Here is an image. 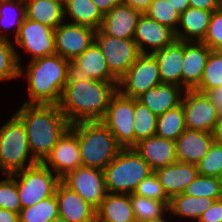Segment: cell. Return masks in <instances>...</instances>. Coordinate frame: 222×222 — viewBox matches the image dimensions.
Instances as JSON below:
<instances>
[{"label":"cell","mask_w":222,"mask_h":222,"mask_svg":"<svg viewBox=\"0 0 222 222\" xmlns=\"http://www.w3.org/2000/svg\"><path fill=\"white\" fill-rule=\"evenodd\" d=\"M196 166L199 175L217 177L222 169V144L213 141L207 154Z\"/></svg>","instance_id":"cell-40"},{"label":"cell","mask_w":222,"mask_h":222,"mask_svg":"<svg viewBox=\"0 0 222 222\" xmlns=\"http://www.w3.org/2000/svg\"><path fill=\"white\" fill-rule=\"evenodd\" d=\"M215 200L207 197H193L180 193L170 199L168 212L178 217L195 219L198 221Z\"/></svg>","instance_id":"cell-30"},{"label":"cell","mask_w":222,"mask_h":222,"mask_svg":"<svg viewBox=\"0 0 222 222\" xmlns=\"http://www.w3.org/2000/svg\"><path fill=\"white\" fill-rule=\"evenodd\" d=\"M56 1H59V2H61V3H63V4H65V2H66L67 0H56Z\"/></svg>","instance_id":"cell-56"},{"label":"cell","mask_w":222,"mask_h":222,"mask_svg":"<svg viewBox=\"0 0 222 222\" xmlns=\"http://www.w3.org/2000/svg\"><path fill=\"white\" fill-rule=\"evenodd\" d=\"M5 176L0 180V208L19 214L22 208L16 181L9 174Z\"/></svg>","instance_id":"cell-41"},{"label":"cell","mask_w":222,"mask_h":222,"mask_svg":"<svg viewBox=\"0 0 222 222\" xmlns=\"http://www.w3.org/2000/svg\"><path fill=\"white\" fill-rule=\"evenodd\" d=\"M161 83L156 57L152 53H141L119 80L117 90L125 97L137 98Z\"/></svg>","instance_id":"cell-8"},{"label":"cell","mask_w":222,"mask_h":222,"mask_svg":"<svg viewBox=\"0 0 222 222\" xmlns=\"http://www.w3.org/2000/svg\"><path fill=\"white\" fill-rule=\"evenodd\" d=\"M61 181L97 209L107 195L104 170L80 166Z\"/></svg>","instance_id":"cell-13"},{"label":"cell","mask_w":222,"mask_h":222,"mask_svg":"<svg viewBox=\"0 0 222 222\" xmlns=\"http://www.w3.org/2000/svg\"><path fill=\"white\" fill-rule=\"evenodd\" d=\"M36 163L38 161L31 154L25 126L13 114L0 127V170L4 176L23 170Z\"/></svg>","instance_id":"cell-6"},{"label":"cell","mask_w":222,"mask_h":222,"mask_svg":"<svg viewBox=\"0 0 222 222\" xmlns=\"http://www.w3.org/2000/svg\"><path fill=\"white\" fill-rule=\"evenodd\" d=\"M189 7L212 12L219 9L217 0H189Z\"/></svg>","instance_id":"cell-45"},{"label":"cell","mask_w":222,"mask_h":222,"mask_svg":"<svg viewBox=\"0 0 222 222\" xmlns=\"http://www.w3.org/2000/svg\"><path fill=\"white\" fill-rule=\"evenodd\" d=\"M157 116L151 110L134 98V132L135 144L156 134Z\"/></svg>","instance_id":"cell-35"},{"label":"cell","mask_w":222,"mask_h":222,"mask_svg":"<svg viewBox=\"0 0 222 222\" xmlns=\"http://www.w3.org/2000/svg\"><path fill=\"white\" fill-rule=\"evenodd\" d=\"M118 82L90 80L67 82L59 107L70 124L80 121H101Z\"/></svg>","instance_id":"cell-2"},{"label":"cell","mask_w":222,"mask_h":222,"mask_svg":"<svg viewBox=\"0 0 222 222\" xmlns=\"http://www.w3.org/2000/svg\"><path fill=\"white\" fill-rule=\"evenodd\" d=\"M174 8V10L181 14L189 7V0H167Z\"/></svg>","instance_id":"cell-50"},{"label":"cell","mask_w":222,"mask_h":222,"mask_svg":"<svg viewBox=\"0 0 222 222\" xmlns=\"http://www.w3.org/2000/svg\"><path fill=\"white\" fill-rule=\"evenodd\" d=\"M186 90L174 84L161 83L142 93L137 100L159 116L181 104Z\"/></svg>","instance_id":"cell-25"},{"label":"cell","mask_w":222,"mask_h":222,"mask_svg":"<svg viewBox=\"0 0 222 222\" xmlns=\"http://www.w3.org/2000/svg\"><path fill=\"white\" fill-rule=\"evenodd\" d=\"M13 44L31 54V60L55 53V29L25 18Z\"/></svg>","instance_id":"cell-14"},{"label":"cell","mask_w":222,"mask_h":222,"mask_svg":"<svg viewBox=\"0 0 222 222\" xmlns=\"http://www.w3.org/2000/svg\"><path fill=\"white\" fill-rule=\"evenodd\" d=\"M145 15L160 24L170 27L174 31L178 28L180 14L174 10L167 0H153Z\"/></svg>","instance_id":"cell-39"},{"label":"cell","mask_w":222,"mask_h":222,"mask_svg":"<svg viewBox=\"0 0 222 222\" xmlns=\"http://www.w3.org/2000/svg\"><path fill=\"white\" fill-rule=\"evenodd\" d=\"M94 41L103 52L110 73L118 81L141 54L133 38L120 39L104 34L99 29L95 32Z\"/></svg>","instance_id":"cell-9"},{"label":"cell","mask_w":222,"mask_h":222,"mask_svg":"<svg viewBox=\"0 0 222 222\" xmlns=\"http://www.w3.org/2000/svg\"><path fill=\"white\" fill-rule=\"evenodd\" d=\"M130 201L136 222L159 217L168 211V206L163 201L141 197L134 193L130 194Z\"/></svg>","instance_id":"cell-37"},{"label":"cell","mask_w":222,"mask_h":222,"mask_svg":"<svg viewBox=\"0 0 222 222\" xmlns=\"http://www.w3.org/2000/svg\"><path fill=\"white\" fill-rule=\"evenodd\" d=\"M133 148L155 171L177 162L175 141L156 135L138 141Z\"/></svg>","instance_id":"cell-21"},{"label":"cell","mask_w":222,"mask_h":222,"mask_svg":"<svg viewBox=\"0 0 222 222\" xmlns=\"http://www.w3.org/2000/svg\"><path fill=\"white\" fill-rule=\"evenodd\" d=\"M181 104L186 129L214 133L221 113L207 94L186 90Z\"/></svg>","instance_id":"cell-11"},{"label":"cell","mask_w":222,"mask_h":222,"mask_svg":"<svg viewBox=\"0 0 222 222\" xmlns=\"http://www.w3.org/2000/svg\"><path fill=\"white\" fill-rule=\"evenodd\" d=\"M78 136L82 166L104 170L123 148L102 121L70 124Z\"/></svg>","instance_id":"cell-4"},{"label":"cell","mask_w":222,"mask_h":222,"mask_svg":"<svg viewBox=\"0 0 222 222\" xmlns=\"http://www.w3.org/2000/svg\"><path fill=\"white\" fill-rule=\"evenodd\" d=\"M134 194L141 197L163 201L168 207L170 204V199L164 192L159 178L155 172L151 173L138 184Z\"/></svg>","instance_id":"cell-42"},{"label":"cell","mask_w":222,"mask_h":222,"mask_svg":"<svg viewBox=\"0 0 222 222\" xmlns=\"http://www.w3.org/2000/svg\"><path fill=\"white\" fill-rule=\"evenodd\" d=\"M141 13L128 5L120 3L104 14L100 30L107 35L120 39L133 38Z\"/></svg>","instance_id":"cell-22"},{"label":"cell","mask_w":222,"mask_h":222,"mask_svg":"<svg viewBox=\"0 0 222 222\" xmlns=\"http://www.w3.org/2000/svg\"><path fill=\"white\" fill-rule=\"evenodd\" d=\"M25 18L24 0H0V38L9 39L3 31L8 33L11 28L16 37Z\"/></svg>","instance_id":"cell-31"},{"label":"cell","mask_w":222,"mask_h":222,"mask_svg":"<svg viewBox=\"0 0 222 222\" xmlns=\"http://www.w3.org/2000/svg\"><path fill=\"white\" fill-rule=\"evenodd\" d=\"M152 2L153 0H122L123 4L130 6L141 14H145Z\"/></svg>","instance_id":"cell-46"},{"label":"cell","mask_w":222,"mask_h":222,"mask_svg":"<svg viewBox=\"0 0 222 222\" xmlns=\"http://www.w3.org/2000/svg\"><path fill=\"white\" fill-rule=\"evenodd\" d=\"M96 222H136L130 194L107 193L96 209Z\"/></svg>","instance_id":"cell-27"},{"label":"cell","mask_w":222,"mask_h":222,"mask_svg":"<svg viewBox=\"0 0 222 222\" xmlns=\"http://www.w3.org/2000/svg\"><path fill=\"white\" fill-rule=\"evenodd\" d=\"M101 121L123 148L135 145L134 98L125 97L117 90Z\"/></svg>","instance_id":"cell-10"},{"label":"cell","mask_w":222,"mask_h":222,"mask_svg":"<svg viewBox=\"0 0 222 222\" xmlns=\"http://www.w3.org/2000/svg\"><path fill=\"white\" fill-rule=\"evenodd\" d=\"M103 82H119L107 66L103 52L98 44L93 43L67 67V82H83L90 80Z\"/></svg>","instance_id":"cell-12"},{"label":"cell","mask_w":222,"mask_h":222,"mask_svg":"<svg viewBox=\"0 0 222 222\" xmlns=\"http://www.w3.org/2000/svg\"><path fill=\"white\" fill-rule=\"evenodd\" d=\"M42 163L60 179L82 166L78 136L69 128Z\"/></svg>","instance_id":"cell-16"},{"label":"cell","mask_w":222,"mask_h":222,"mask_svg":"<svg viewBox=\"0 0 222 222\" xmlns=\"http://www.w3.org/2000/svg\"><path fill=\"white\" fill-rule=\"evenodd\" d=\"M59 217L56 195H52L31 207L21 209L19 222H51Z\"/></svg>","instance_id":"cell-33"},{"label":"cell","mask_w":222,"mask_h":222,"mask_svg":"<svg viewBox=\"0 0 222 222\" xmlns=\"http://www.w3.org/2000/svg\"><path fill=\"white\" fill-rule=\"evenodd\" d=\"M92 1L103 14L110 12L114 7L122 3V0H92Z\"/></svg>","instance_id":"cell-47"},{"label":"cell","mask_w":222,"mask_h":222,"mask_svg":"<svg viewBox=\"0 0 222 222\" xmlns=\"http://www.w3.org/2000/svg\"><path fill=\"white\" fill-rule=\"evenodd\" d=\"M213 134H214V141L222 144V114H220L219 121L216 125L215 131Z\"/></svg>","instance_id":"cell-51"},{"label":"cell","mask_w":222,"mask_h":222,"mask_svg":"<svg viewBox=\"0 0 222 222\" xmlns=\"http://www.w3.org/2000/svg\"><path fill=\"white\" fill-rule=\"evenodd\" d=\"M214 134L186 129L175 140L177 162L197 164L207 154Z\"/></svg>","instance_id":"cell-20"},{"label":"cell","mask_w":222,"mask_h":222,"mask_svg":"<svg viewBox=\"0 0 222 222\" xmlns=\"http://www.w3.org/2000/svg\"><path fill=\"white\" fill-rule=\"evenodd\" d=\"M9 175L16 181L22 209L54 195L61 181L42 162Z\"/></svg>","instance_id":"cell-7"},{"label":"cell","mask_w":222,"mask_h":222,"mask_svg":"<svg viewBox=\"0 0 222 222\" xmlns=\"http://www.w3.org/2000/svg\"><path fill=\"white\" fill-rule=\"evenodd\" d=\"M212 102L217 106L219 112L222 114V86L213 89L207 93Z\"/></svg>","instance_id":"cell-48"},{"label":"cell","mask_w":222,"mask_h":222,"mask_svg":"<svg viewBox=\"0 0 222 222\" xmlns=\"http://www.w3.org/2000/svg\"><path fill=\"white\" fill-rule=\"evenodd\" d=\"M155 174L169 199L183 193L188 184L198 176L195 164L175 162L156 169Z\"/></svg>","instance_id":"cell-23"},{"label":"cell","mask_w":222,"mask_h":222,"mask_svg":"<svg viewBox=\"0 0 222 222\" xmlns=\"http://www.w3.org/2000/svg\"><path fill=\"white\" fill-rule=\"evenodd\" d=\"M26 18L58 28L64 21V4L56 0H24Z\"/></svg>","instance_id":"cell-28"},{"label":"cell","mask_w":222,"mask_h":222,"mask_svg":"<svg viewBox=\"0 0 222 222\" xmlns=\"http://www.w3.org/2000/svg\"><path fill=\"white\" fill-rule=\"evenodd\" d=\"M154 171L133 147L122 148L104 168L108 193L131 194Z\"/></svg>","instance_id":"cell-5"},{"label":"cell","mask_w":222,"mask_h":222,"mask_svg":"<svg viewBox=\"0 0 222 222\" xmlns=\"http://www.w3.org/2000/svg\"><path fill=\"white\" fill-rule=\"evenodd\" d=\"M217 178L221 182V185H222V169H221L219 175L217 176Z\"/></svg>","instance_id":"cell-54"},{"label":"cell","mask_w":222,"mask_h":222,"mask_svg":"<svg viewBox=\"0 0 222 222\" xmlns=\"http://www.w3.org/2000/svg\"><path fill=\"white\" fill-rule=\"evenodd\" d=\"M212 13V11L188 7L180 14L178 24L180 28L175 31L176 38L181 41L202 42L207 34Z\"/></svg>","instance_id":"cell-26"},{"label":"cell","mask_w":222,"mask_h":222,"mask_svg":"<svg viewBox=\"0 0 222 222\" xmlns=\"http://www.w3.org/2000/svg\"><path fill=\"white\" fill-rule=\"evenodd\" d=\"M185 130L182 104L157 116L156 136L175 141Z\"/></svg>","instance_id":"cell-32"},{"label":"cell","mask_w":222,"mask_h":222,"mask_svg":"<svg viewBox=\"0 0 222 222\" xmlns=\"http://www.w3.org/2000/svg\"><path fill=\"white\" fill-rule=\"evenodd\" d=\"M222 86V50H211L200 85L195 89L207 94Z\"/></svg>","instance_id":"cell-34"},{"label":"cell","mask_w":222,"mask_h":222,"mask_svg":"<svg viewBox=\"0 0 222 222\" xmlns=\"http://www.w3.org/2000/svg\"><path fill=\"white\" fill-rule=\"evenodd\" d=\"M51 222H67V221L61 217H57V218L53 219Z\"/></svg>","instance_id":"cell-53"},{"label":"cell","mask_w":222,"mask_h":222,"mask_svg":"<svg viewBox=\"0 0 222 222\" xmlns=\"http://www.w3.org/2000/svg\"><path fill=\"white\" fill-rule=\"evenodd\" d=\"M210 51L203 42L184 41L182 88L195 90L200 85Z\"/></svg>","instance_id":"cell-19"},{"label":"cell","mask_w":222,"mask_h":222,"mask_svg":"<svg viewBox=\"0 0 222 222\" xmlns=\"http://www.w3.org/2000/svg\"><path fill=\"white\" fill-rule=\"evenodd\" d=\"M159 74L162 83L182 87V62L184 56V41L176 39L172 44L155 51Z\"/></svg>","instance_id":"cell-24"},{"label":"cell","mask_w":222,"mask_h":222,"mask_svg":"<svg viewBox=\"0 0 222 222\" xmlns=\"http://www.w3.org/2000/svg\"><path fill=\"white\" fill-rule=\"evenodd\" d=\"M165 213L159 217L151 218L149 220L143 221V222H169L167 219H165ZM171 222V221H170Z\"/></svg>","instance_id":"cell-52"},{"label":"cell","mask_w":222,"mask_h":222,"mask_svg":"<svg viewBox=\"0 0 222 222\" xmlns=\"http://www.w3.org/2000/svg\"><path fill=\"white\" fill-rule=\"evenodd\" d=\"M133 39L141 53L153 54L155 51L172 44L177 38L173 29L158 23L145 14H141L135 28ZM147 47L150 48V50L152 49L151 52L147 50Z\"/></svg>","instance_id":"cell-17"},{"label":"cell","mask_w":222,"mask_h":222,"mask_svg":"<svg viewBox=\"0 0 222 222\" xmlns=\"http://www.w3.org/2000/svg\"><path fill=\"white\" fill-rule=\"evenodd\" d=\"M217 1H218L219 8L222 9V0H217Z\"/></svg>","instance_id":"cell-55"},{"label":"cell","mask_w":222,"mask_h":222,"mask_svg":"<svg viewBox=\"0 0 222 222\" xmlns=\"http://www.w3.org/2000/svg\"><path fill=\"white\" fill-rule=\"evenodd\" d=\"M10 39L0 38V81L16 79L19 76L21 57Z\"/></svg>","instance_id":"cell-36"},{"label":"cell","mask_w":222,"mask_h":222,"mask_svg":"<svg viewBox=\"0 0 222 222\" xmlns=\"http://www.w3.org/2000/svg\"><path fill=\"white\" fill-rule=\"evenodd\" d=\"M27 69L20 66L19 76L28 81L29 99L25 104H59L67 83L69 60L60 55L30 60Z\"/></svg>","instance_id":"cell-3"},{"label":"cell","mask_w":222,"mask_h":222,"mask_svg":"<svg viewBox=\"0 0 222 222\" xmlns=\"http://www.w3.org/2000/svg\"><path fill=\"white\" fill-rule=\"evenodd\" d=\"M211 50H222V9L212 13L207 34L202 41Z\"/></svg>","instance_id":"cell-43"},{"label":"cell","mask_w":222,"mask_h":222,"mask_svg":"<svg viewBox=\"0 0 222 222\" xmlns=\"http://www.w3.org/2000/svg\"><path fill=\"white\" fill-rule=\"evenodd\" d=\"M95 32L87 26L63 22L55 29V53L73 61L93 43Z\"/></svg>","instance_id":"cell-15"},{"label":"cell","mask_w":222,"mask_h":222,"mask_svg":"<svg viewBox=\"0 0 222 222\" xmlns=\"http://www.w3.org/2000/svg\"><path fill=\"white\" fill-rule=\"evenodd\" d=\"M25 126L31 154L42 162L70 123L57 104H25L15 112Z\"/></svg>","instance_id":"cell-1"},{"label":"cell","mask_w":222,"mask_h":222,"mask_svg":"<svg viewBox=\"0 0 222 222\" xmlns=\"http://www.w3.org/2000/svg\"><path fill=\"white\" fill-rule=\"evenodd\" d=\"M59 217L67 222H95L96 209L60 181L55 190Z\"/></svg>","instance_id":"cell-18"},{"label":"cell","mask_w":222,"mask_h":222,"mask_svg":"<svg viewBox=\"0 0 222 222\" xmlns=\"http://www.w3.org/2000/svg\"><path fill=\"white\" fill-rule=\"evenodd\" d=\"M197 222H222V199L215 200Z\"/></svg>","instance_id":"cell-44"},{"label":"cell","mask_w":222,"mask_h":222,"mask_svg":"<svg viewBox=\"0 0 222 222\" xmlns=\"http://www.w3.org/2000/svg\"><path fill=\"white\" fill-rule=\"evenodd\" d=\"M64 15L72 19L71 23L99 30L104 14L92 0H67L64 4Z\"/></svg>","instance_id":"cell-29"},{"label":"cell","mask_w":222,"mask_h":222,"mask_svg":"<svg viewBox=\"0 0 222 222\" xmlns=\"http://www.w3.org/2000/svg\"><path fill=\"white\" fill-rule=\"evenodd\" d=\"M193 197H207L213 200L222 199V185L217 177L199 175L191 181L183 192Z\"/></svg>","instance_id":"cell-38"},{"label":"cell","mask_w":222,"mask_h":222,"mask_svg":"<svg viewBox=\"0 0 222 222\" xmlns=\"http://www.w3.org/2000/svg\"><path fill=\"white\" fill-rule=\"evenodd\" d=\"M0 222H19V214L0 208Z\"/></svg>","instance_id":"cell-49"}]
</instances>
